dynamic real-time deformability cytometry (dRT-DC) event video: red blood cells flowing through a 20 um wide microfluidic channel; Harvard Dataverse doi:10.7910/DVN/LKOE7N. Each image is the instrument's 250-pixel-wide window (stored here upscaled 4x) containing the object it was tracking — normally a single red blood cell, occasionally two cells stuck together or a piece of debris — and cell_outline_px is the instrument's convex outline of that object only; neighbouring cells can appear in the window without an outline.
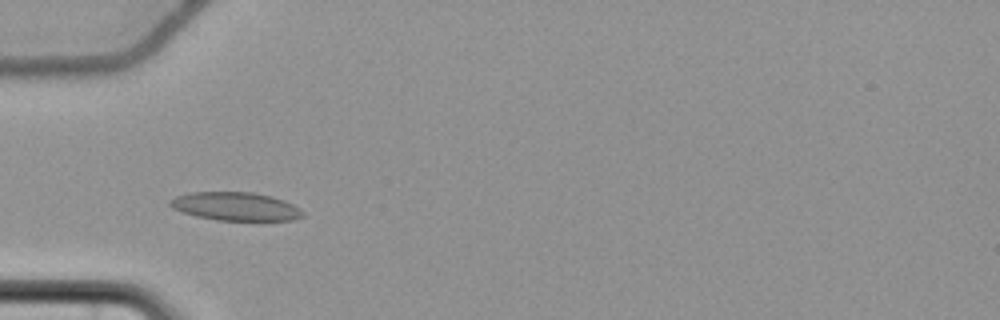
{"species": "common noctule bat (a hibernating species)", "species_latin": "Nyctalus noctula", "temperature_condition": "cold", "stored_images_in_passage": 41, "camera_frame_rate_fps": 3000, "um_per_image_px": 0.085, "animal": {"sex": "female", "body_mass_g": 22.7, "forearm_length_mm": 54.2}, "frame": {"image": 1, "passage_image": 3, "time_ms": 0.667, "image_size_px": [1000, 320], "cell_outline_px": [[304, 216], [292, 220], [216, 220], [196, 216], [172, 208], [168, 204], [168, 200], [176, 196], [192, 192], [252, 192], [272, 196], [284, 200], [300, 208], [304, 212]], "centroid_in_image_um": [20.03, 17.54], "position_along_channel_um": 65.0, "area_um2": 21.96}}
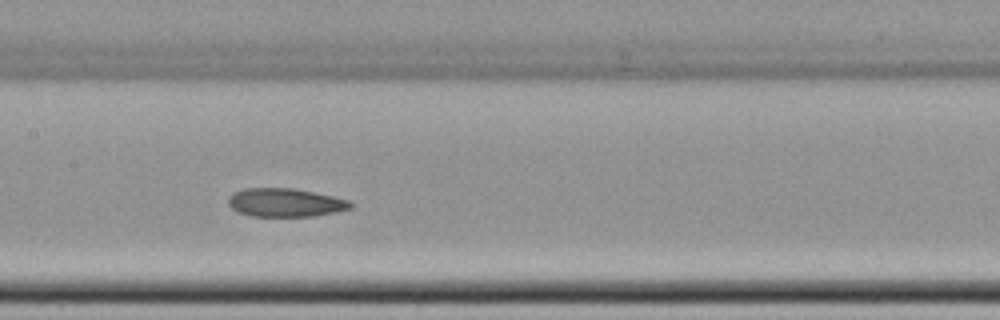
{"frame": {"image": 2, "passage_image": 13, "time_ms": 4.0, "image_size_px": [1000, 320], "cell_outline_px": [[352, 208], [336, 212], [312, 216], [252, 216], [236, 212], [228, 204], [228, 196], [232, 192], [244, 188], [292, 188], [352, 200]], "centroid_in_image_um": [24.22, 17.21], "position_along_channel_um": 183.2, "area_um2": 20.4}}
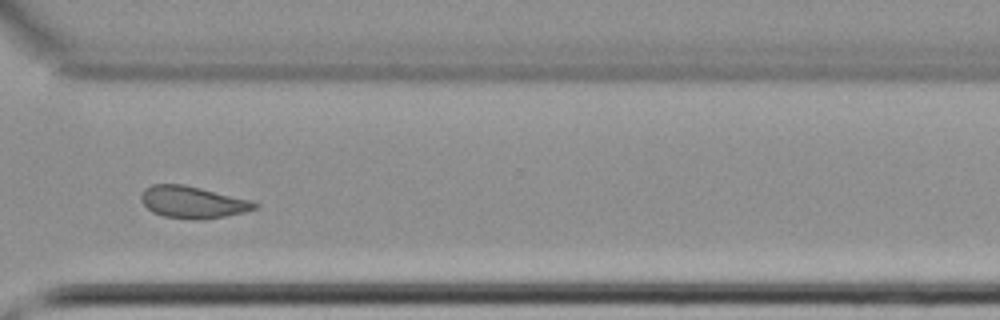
{"frame": {"image": 3, "passage_image": 27, "time_ms": 8.667, "image_size_px": [1000, 320], "cell_outline_px": [[260, 204], [256, 208], [244, 212], [224, 216], [200, 220], [192, 220], [164, 216], [152, 212], [140, 200], [140, 192], [144, 188], [152, 184], [184, 184], [252, 200]], "centroid_in_image_um": [16.36, 17.18], "position_along_channel_um": 354.2, "area_um2": 21.33}, "authors_computed_cell_mechanics": {"area_um2": 21.3282, "velocity_mm_per_s": 3.6535, "shape_relaxation_time_tau1_ms": null, "shape_relaxation_time_tau2_ms": 3.9329, "deformation_change_tau1": null, "deformation_change_tau2": 0.101}}